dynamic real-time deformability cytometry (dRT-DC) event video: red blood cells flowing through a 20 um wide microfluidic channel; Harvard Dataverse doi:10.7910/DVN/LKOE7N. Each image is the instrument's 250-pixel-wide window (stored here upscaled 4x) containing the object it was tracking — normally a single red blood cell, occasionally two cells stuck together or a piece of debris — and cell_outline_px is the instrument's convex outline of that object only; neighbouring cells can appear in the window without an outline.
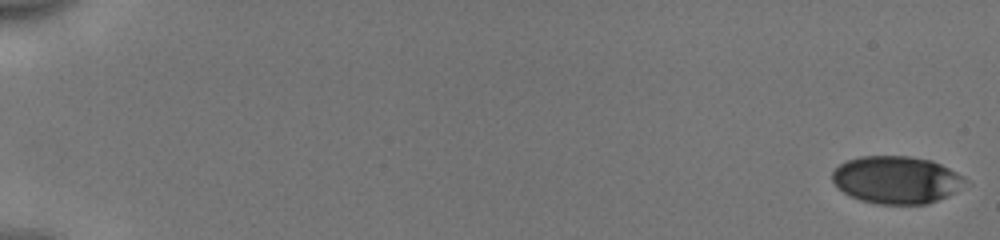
{"species": "human", "species_latin": "Homo sapiens", "temperature_condition": "cold", "stored_images_in_passage": 53, "camera_frame_rate_fps": 3000, "um_per_image_px": 0.085, "donor": {"sex": "male"}, "frame": {"image": 1, "passage_image": 1, "time_ms": 0.0, "image_size_px": [1000, 240], "cell_outline_px": [[972, 184], [956, 192], [928, 204], [880, 204], [860, 200], [848, 196], [836, 188], [832, 180], [832, 172], [840, 164], [848, 160], [860, 156], [908, 156], [932, 160], [964, 176]], "centroid_in_image_um": [76.23, 15.3], "position_along_channel_um": 8.8, "area_um2": 37.34}}
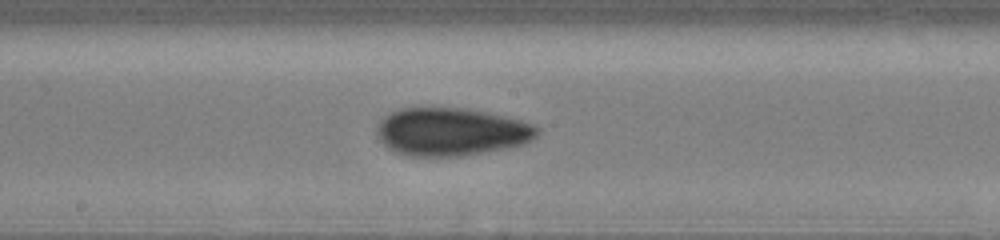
{"frame": {"image": 2, "passage_image": 31, "time_ms": 10.0, "image_size_px": [1000, 240], "cell_outline_px": [[540, 132], [532, 140], [524, 144], [508, 148], [460, 156], [408, 156], [396, 152], [388, 148], [376, 136], [376, 124], [384, 116], [400, 108], [468, 108], [488, 112], [536, 124], [540, 128]], "centroid_in_image_um": [38.36, 11.2], "position_along_channel_um": 209.8, "area_um2": 45.2}}
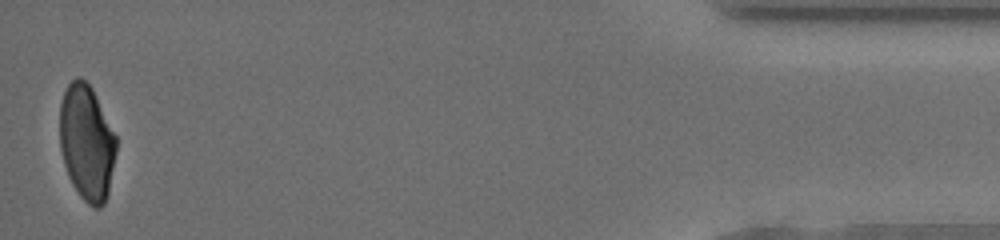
{"frame": {"image": 3, "passage_image": 53, "time_ms": 17.333, "image_size_px": [1000, 240], "cell_outline_px": [[116, 152], [108, 192], [104, 204], [100, 208], [96, 208], [88, 204], [80, 196], [72, 184], [68, 176], [64, 164], [60, 148], [60, 104], [64, 92], [68, 84], [76, 76], [80, 76], [92, 88], [116, 136]], "centroid_in_image_um": [7.36, 12.11], "position_along_channel_um": 427.8, "area_um2": 37.97}, "authors_computed_cell_mechanics": {"area_um2": 40.9802, "velocity_mm_per_s": 3.9785, "shape_relaxation_time_tau1_ms": 3.7902, "shape_relaxation_time_tau2_ms": 2.0943, "deformation_change_tau1": 0.1332, "deformation_change_tau2": 0.0623}}